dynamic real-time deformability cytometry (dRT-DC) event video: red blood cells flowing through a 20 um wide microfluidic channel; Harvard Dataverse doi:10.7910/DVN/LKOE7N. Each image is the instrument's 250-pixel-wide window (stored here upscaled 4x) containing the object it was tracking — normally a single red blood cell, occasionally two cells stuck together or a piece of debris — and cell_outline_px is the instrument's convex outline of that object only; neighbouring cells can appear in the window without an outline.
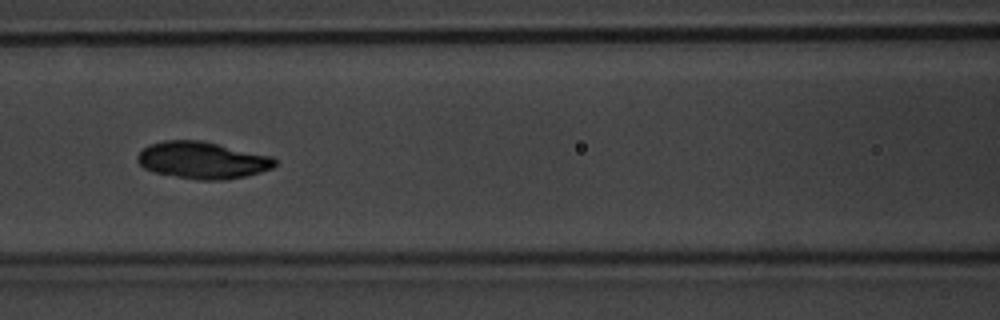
{"species": "common noctule bat (a hibernating species)", "species_latin": "Nyctalus noctula", "temperature_condition": "warm", "stored_images_in_passage": 49, "camera_frame_rate_fps": 3000, "um_per_image_px": 0.085, "animal": {"sex": "male", "body_mass_g": 20.1, "forearm_length_mm": 53.5}, "frame": {"image": 1, "passage_image": 24, "time_ms": 7.667, "image_size_px": [1000, 320], "cell_outline_px": [[276, 164], [272, 168], [260, 172], [228, 180], [196, 180], [152, 172], [144, 168], [136, 160], [136, 156], [148, 144], [164, 140], [200, 140], [272, 156], [276, 160]], "centroid_in_image_um": [17.18, 13.62], "position_along_channel_um": 149.4, "area_um2": 29.71}}
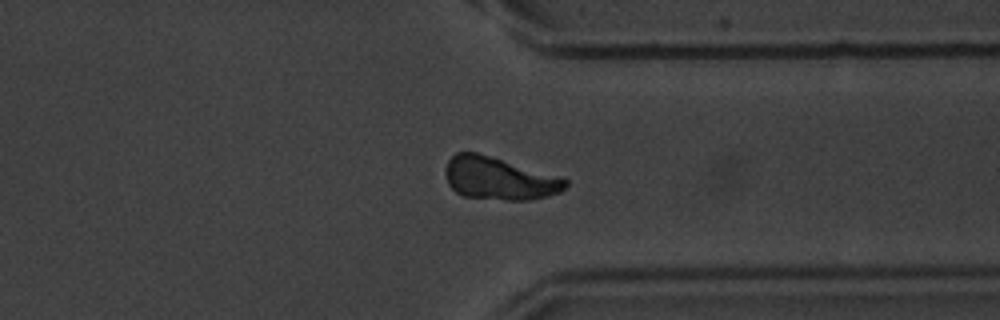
{"frame": {"image": 2, "passage_image": 42, "time_ms": 13.667, "image_size_px": [1000, 320], "cell_outline_px": [[568, 184], [560, 192], [548, 196], [528, 200], [508, 200], [464, 196], [456, 192], [448, 184], [444, 172], [444, 168], [448, 160], [456, 152], [476, 152], [560, 176], [568, 180]], "centroid_in_image_um": [42.41, 15.17], "position_along_channel_um": 369.0, "area_um2": 29.82}}
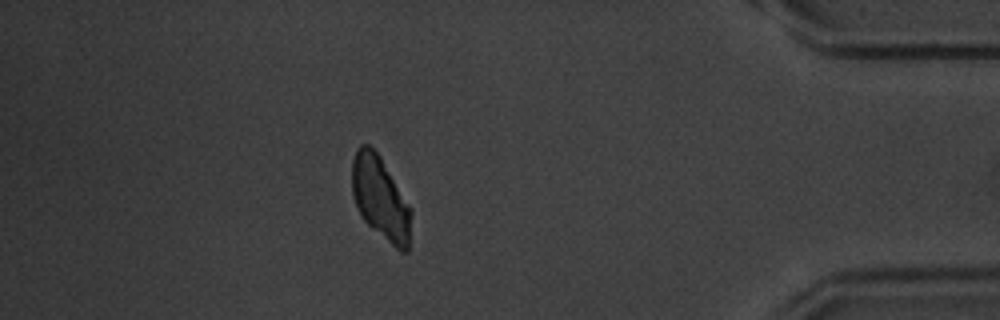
{"frame": {"image": 3, "passage_image": 48, "time_ms": 15.667, "image_size_px": [1000, 320], "cell_outline_px": [[412, 212], [408, 252], [400, 252], [368, 224], [364, 220], [356, 204], [352, 192], [352, 160], [356, 148], [360, 144], [368, 144], [380, 156], [412, 208]], "centroid_in_image_um": [32.35, 16.84], "position_along_channel_um": 402.8, "area_um2": 28.61}}